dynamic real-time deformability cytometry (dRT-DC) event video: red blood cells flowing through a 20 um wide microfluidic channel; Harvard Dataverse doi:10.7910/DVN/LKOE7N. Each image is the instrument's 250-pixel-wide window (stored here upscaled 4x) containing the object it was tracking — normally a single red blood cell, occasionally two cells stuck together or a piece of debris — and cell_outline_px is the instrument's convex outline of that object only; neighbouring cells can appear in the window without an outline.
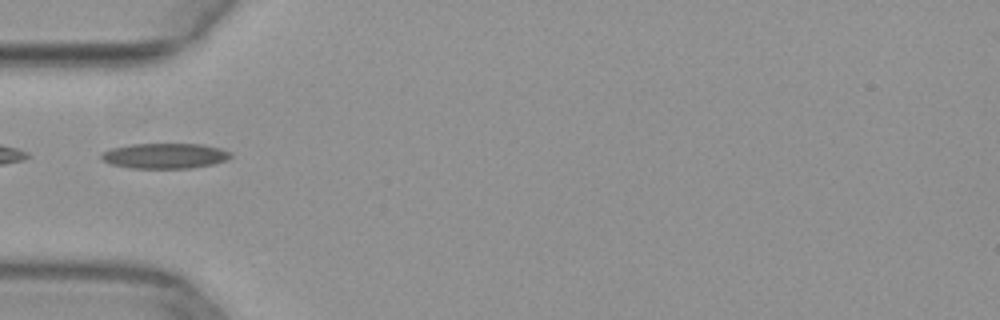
{"species": "common noctule bat (a hibernating species)", "species_latin": "Nyctalus noctula", "temperature_condition": "warm", "stored_images_in_passage": 33, "camera_frame_rate_fps": 3000, "um_per_image_px": 0.085, "animal": {"sex": "female", "body_mass_g": 29.2, "forearm_length_mm": 56.3}, "frame": {"image": 1, "passage_image": 1, "time_ms": 0.0, "image_size_px": [1000, 320], "cell_outline_px": [[232, 156], [228, 160], [212, 164], [192, 168], [132, 168], [112, 164], [104, 160], [100, 156], [104, 152], [112, 148], [132, 144], [204, 144], [220, 148], [232, 152]], "centroid_in_image_um": [14.08, 13.24], "position_along_channel_um": 70.9, "area_um2": 19.02}}
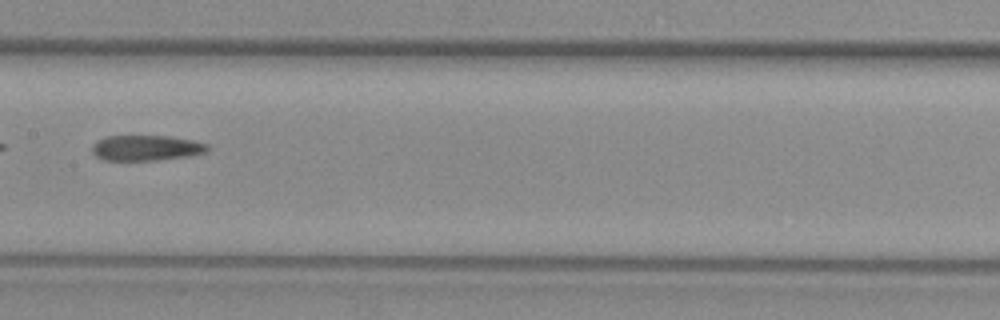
{"frame": {"image": 2, "passage_image": 10, "time_ms": 3.0, "image_size_px": [1000, 320], "cell_outline_px": [[208, 152], [188, 156], [156, 160], [104, 160], [96, 156], [92, 152], [92, 144], [96, 140], [104, 136], [168, 136], [192, 140], [208, 144]], "centroid_in_image_um": [12.4, 12.57], "position_along_channel_um": 195.0, "area_um2": 17.17}}